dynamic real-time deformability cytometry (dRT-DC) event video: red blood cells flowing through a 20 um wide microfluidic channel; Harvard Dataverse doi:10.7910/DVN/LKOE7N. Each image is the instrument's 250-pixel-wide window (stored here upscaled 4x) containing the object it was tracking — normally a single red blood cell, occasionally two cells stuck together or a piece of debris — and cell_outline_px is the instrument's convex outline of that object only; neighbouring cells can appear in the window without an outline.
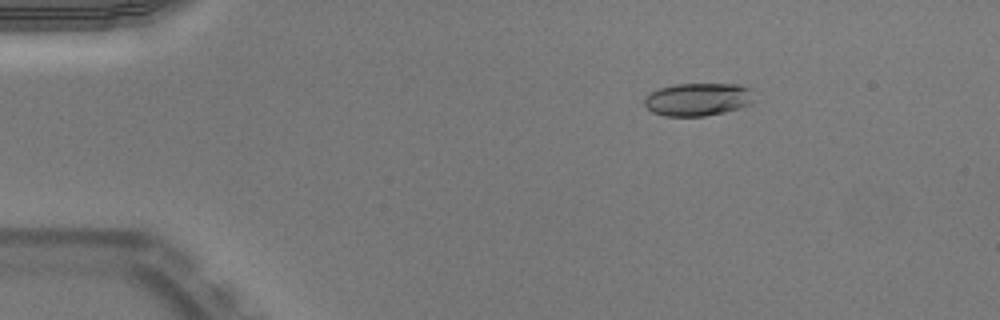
{"species": "Egyptian fruit bat (a non-hibernating species)", "species_latin": "Rousettus aegyptiacus", "temperature_condition": "warm", "stored_images_in_passage": 52, "camera_frame_rate_fps": 3000, "um_per_image_px": 0.085, "animal": {"sex": "male"}, "frame": {"image": 1, "passage_image": 9, "time_ms": 2.667, "image_size_px": [1000, 320], "cell_outline_px": [[752, 104], [740, 108], [724, 112], [704, 116], [664, 116], [652, 112], [644, 104], [644, 96], [648, 92], [660, 88], [676, 84], [736, 84], [752, 88]], "centroid_in_image_um": [59.3, 8.44], "position_along_channel_um": 25.7, "area_um2": 21.21}}
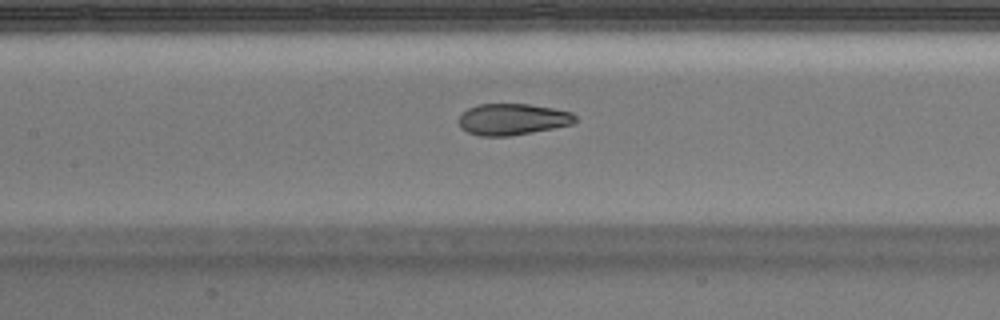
{"frame": {"image": 2, "passage_image": 25, "time_ms": 8.0, "image_size_px": [1000, 320], "cell_outline_px": [[576, 120], [572, 124], [552, 128], [508, 136], [480, 136], [468, 132], [460, 128], [460, 116], [468, 108], [480, 104], [528, 104], [552, 108], [572, 112], [576, 116]], "centroid_in_image_um": [43.56, 10.14], "position_along_channel_um": 163.8, "area_um2": 21.04}}
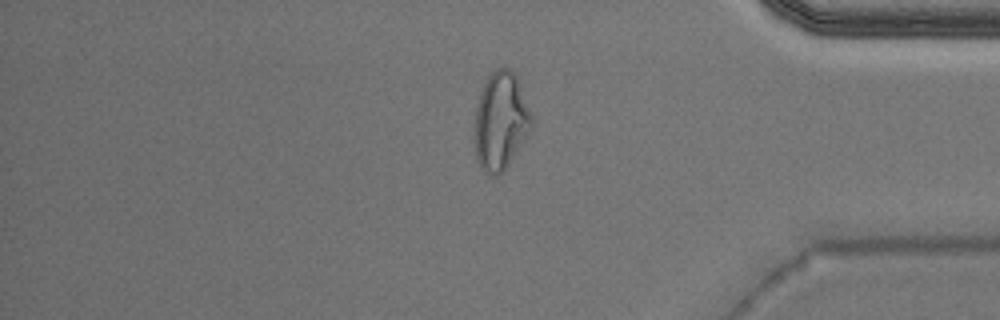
{"frame": {"image": 3, "passage_image": 44, "time_ms": 14.333, "image_size_px": [1000, 320], "cell_outline_px": [[532, 128], [528, 136], [500, 176], [492, 176], [484, 172], [480, 168], [476, 160], [472, 140], [472, 128], [476, 108], [480, 92], [488, 76], [496, 68], [508, 68], [516, 76], [532, 116]], "centroid_in_image_um": [42.5, 10.36], "position_along_channel_um": 392.7, "area_um2": 33.12}, "authors_computed_cell_mechanics": {"area_um2": 22.2241, "velocity_mm_per_s": 3.951, "shape_relaxation_time_tau1_ms": 10.4523, "shape_relaxation_time_tau2_ms": 0.9096, "deformation_change_tau1": 0.3172, "deformation_change_tau2": 0.0553}}